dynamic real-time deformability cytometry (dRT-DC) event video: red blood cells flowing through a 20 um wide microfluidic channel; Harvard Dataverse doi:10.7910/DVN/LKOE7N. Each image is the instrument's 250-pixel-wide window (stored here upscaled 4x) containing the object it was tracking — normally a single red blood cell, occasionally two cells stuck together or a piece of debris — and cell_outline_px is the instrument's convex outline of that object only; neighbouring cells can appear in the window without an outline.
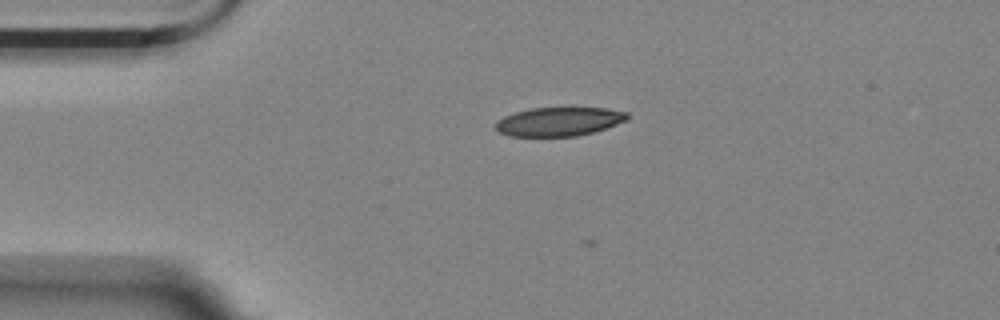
{"species": "Egyptian fruit bat (a non-hibernating species)", "species_latin": "Rousettus aegyptiacus", "temperature_condition": "room temperature", "stored_images_in_passage": 10, "camera_frame_rate_fps": 3000, "um_per_image_px": 0.085, "animal": {"sex": "female"}, "frame": {"image": 1, "passage_image": 3, "time_ms": 0.667, "image_size_px": [1000, 320], "cell_outline_px": [[628, 116], [624, 120], [616, 124], [592, 132], [576, 136], [508, 136], [500, 132], [496, 128], [496, 120], [504, 116], [516, 112], [532, 108], [608, 108], [628, 112]], "centroid_in_image_um": [47.48, 10.33], "position_along_channel_um": 37.5, "area_um2": 21.85}}
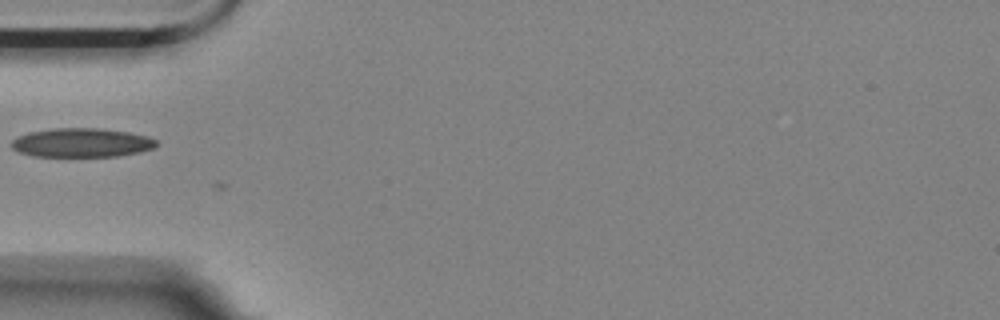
{"frame": {"image": 2, "passage_image": 9, "time_ms": 2.667, "image_size_px": [1000, 320], "cell_outline_px": [[156, 144], [152, 148], [136, 152], [116, 156], [32, 156], [20, 152], [12, 148], [12, 140], [16, 136], [28, 132], [52, 128], [104, 128], [128, 132], [148, 136], [156, 140]], "centroid_in_image_um": [6.89, 12.11], "position_along_channel_um": 78.1, "area_um2": 24.39}}